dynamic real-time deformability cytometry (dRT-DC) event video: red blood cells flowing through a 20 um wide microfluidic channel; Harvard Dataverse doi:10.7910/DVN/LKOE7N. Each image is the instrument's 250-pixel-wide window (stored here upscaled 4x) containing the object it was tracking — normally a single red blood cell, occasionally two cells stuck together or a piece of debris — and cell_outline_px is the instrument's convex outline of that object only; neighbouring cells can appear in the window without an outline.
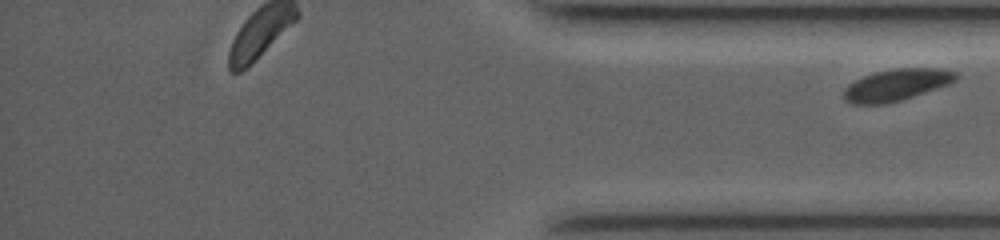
{"species": "common noctule bat (a hibernating species)", "species_latin": "Nyctalus noctula", "temperature_condition": "room temperature", "stored_images_in_passage": 22, "segment_of_instrument_passage": [2, 2], "camera_frame_rate_fps": 3500, "um_per_image_px": 0.085, "animal": {"sex": "female", "body_mass_g": 19.0, "forearm_length_mm": 53.3}, "frame": {"image": 1, "passage_image": 22, "time_ms": 9.714, "image_size_px": [1000, 240], "cell_outline_px": [[960, 76], [956, 80], [948, 84], [900, 100], [884, 104], [852, 104], [844, 100], [844, 88], [848, 84], [864, 76], [876, 72], [896, 68], [944, 68], [956, 72]], "centroid_in_image_um": [76.2, 7.2], "position_along_channel_um": 359.0, "area_um2": 20.58}}